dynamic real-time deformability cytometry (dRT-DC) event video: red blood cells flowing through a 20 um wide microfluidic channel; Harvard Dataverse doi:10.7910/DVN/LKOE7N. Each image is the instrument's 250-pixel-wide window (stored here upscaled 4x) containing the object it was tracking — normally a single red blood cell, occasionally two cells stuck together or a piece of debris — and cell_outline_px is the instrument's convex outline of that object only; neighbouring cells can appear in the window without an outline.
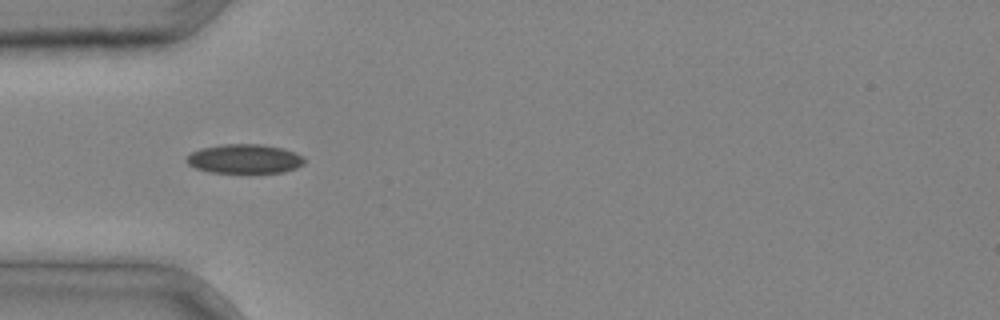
{"species": "common noctule bat (a hibernating species)", "species_latin": "Nyctalus noctula", "temperature_condition": "cold", "stored_images_in_passage": 1, "camera_frame_rate_fps": 3000, "um_per_image_px": 0.085, "animal": {"sex": "male", "body_mass_g": 20.4}, "frame": {"image": 1, "passage_image": 1, "time_ms": 0.0, "image_size_px": [1000, 320], "cell_outline_px": [[304, 164], [296, 168], [284, 172], [212, 172], [196, 168], [188, 164], [184, 160], [192, 152], [200, 148], [220, 144], [260, 144], [284, 148], [296, 152], [304, 156]], "centroid_in_image_um": [20.81, 13.48], "position_along_channel_um": 64.2, "area_um2": 20.11}}